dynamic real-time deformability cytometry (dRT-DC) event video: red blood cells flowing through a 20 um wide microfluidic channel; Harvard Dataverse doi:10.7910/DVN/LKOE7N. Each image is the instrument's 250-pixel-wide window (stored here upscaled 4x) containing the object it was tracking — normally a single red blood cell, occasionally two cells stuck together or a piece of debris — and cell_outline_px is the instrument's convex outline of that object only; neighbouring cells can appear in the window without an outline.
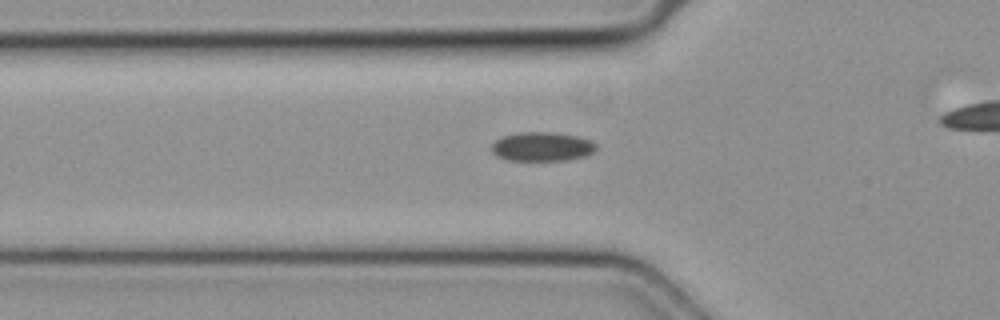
{"species": "common noctule bat (a hibernating species)", "species_latin": "Nyctalus noctula", "temperature_condition": "cold", "stored_images_in_passage": 37, "camera_frame_rate_fps": 3000, "um_per_image_px": 0.085, "animal": {"sex": "female", "body_mass_g": 19.3, "forearm_length_mm": 54.1}, "frame": {"image": 1, "passage_image": 12, "time_ms": 3.667, "image_size_px": [1000, 320], "cell_outline_px": [[596, 152], [588, 156], [568, 160], [508, 160], [496, 156], [492, 152], [492, 144], [500, 136], [520, 132], [552, 132], [580, 136], [592, 140], [596, 144]], "centroid_in_image_um": [46.12, 12.46], "position_along_channel_um": 79.7, "area_um2": 18.09}}
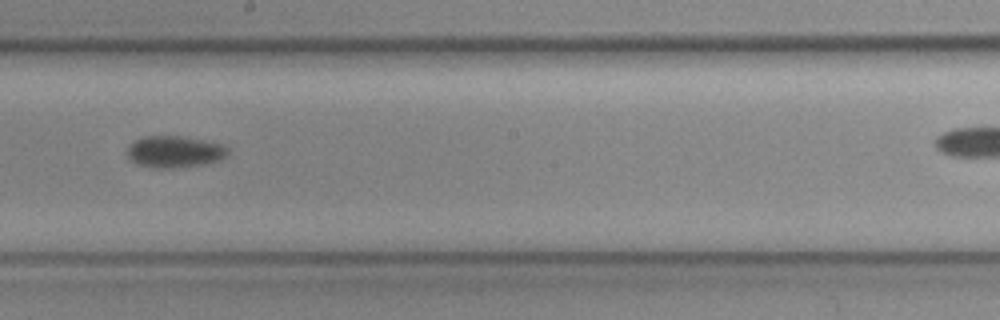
{"frame": {"image": 2, "passage_image": 23, "time_ms": 7.333, "image_size_px": [1000, 320], "cell_outline_px": [[228, 152], [224, 156], [216, 160], [204, 164], [172, 168], [156, 168], [136, 164], [128, 160], [128, 148], [136, 140], [148, 136], [184, 136], [224, 144], [228, 148]], "centroid_in_image_um": [14.83, 12.89], "position_along_channel_um": 233.4, "area_um2": 18.44}}
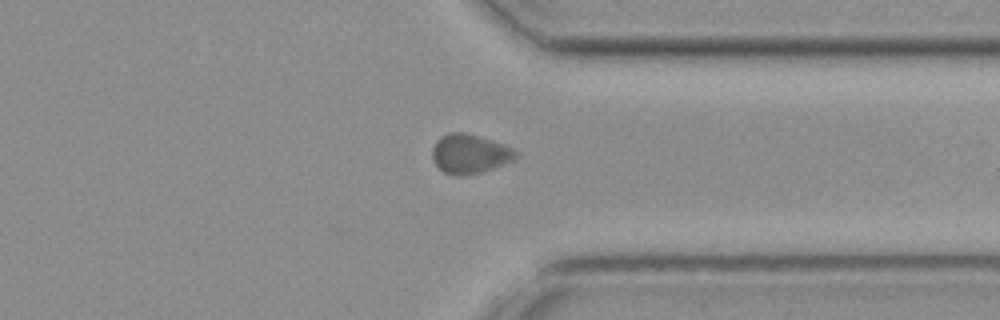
{"frame": {"image": 3, "passage_image": 33, "time_ms": 10.667, "image_size_px": [1000, 320], "cell_outline_px": [[516, 156], [512, 160], [504, 164], [480, 172], [460, 176], [452, 176], [444, 172], [436, 164], [432, 156], [432, 148], [436, 140], [440, 136], [448, 132], [464, 132], [480, 136], [504, 144], [512, 148], [516, 152]], "centroid_in_image_um": [39.89, 13.06], "position_along_channel_um": 371.5, "area_um2": 19.07}}